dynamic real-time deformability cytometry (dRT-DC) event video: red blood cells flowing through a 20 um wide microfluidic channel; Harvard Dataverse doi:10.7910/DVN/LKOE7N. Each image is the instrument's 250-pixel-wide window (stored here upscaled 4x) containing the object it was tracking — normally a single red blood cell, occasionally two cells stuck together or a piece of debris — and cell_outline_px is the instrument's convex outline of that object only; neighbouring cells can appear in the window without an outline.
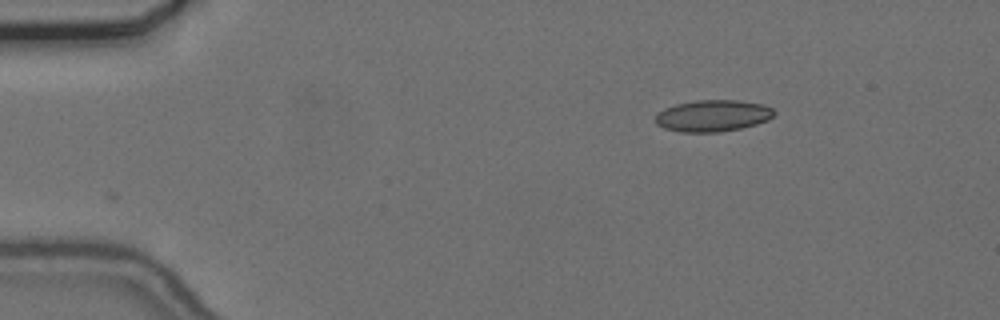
{"species": "common noctule bat (a hibernating species)", "species_latin": "Nyctalus noctula", "temperature_condition": "cold", "stored_images_in_passage": 38, "camera_frame_rate_fps": 3000, "um_per_image_px": 0.085, "animal": {"sex": "female", "body_mass_g": 24.6, "forearm_length_mm": 56.2}, "frame": {"image": 1, "passage_image": 1, "time_ms": 0.0, "image_size_px": [1000, 320], "cell_outline_px": [[776, 112], [768, 120], [756, 124], [740, 128], [720, 132], [680, 132], [664, 128], [656, 124], [652, 120], [656, 112], [664, 108], [676, 104], [696, 100], [740, 100], [764, 104], [772, 108]], "centroid_in_image_um": [60.54, 9.83], "position_along_channel_um": 24.5, "area_um2": 22.2}}
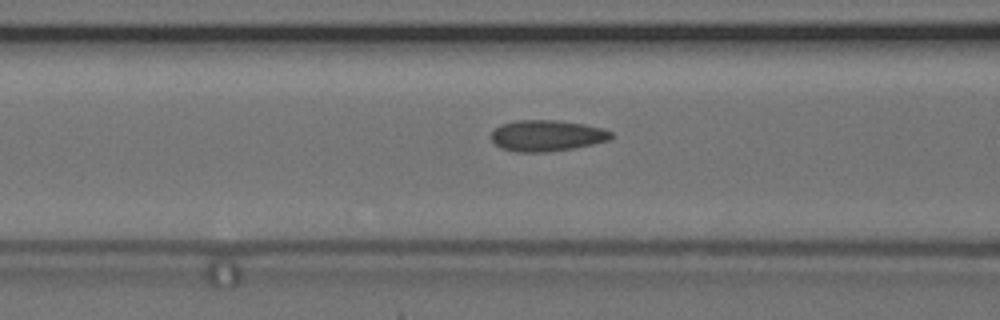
{"frame": {"image": 2, "passage_image": 15, "time_ms": 4.667, "image_size_px": [1000, 320], "cell_outline_px": [[612, 140], [572, 148], [548, 152], [516, 152], [500, 148], [492, 140], [492, 132], [500, 124], [516, 120], [556, 120], [584, 124], [604, 128], [612, 132]], "centroid_in_image_um": [46.49, 11.53], "position_along_channel_um": 120.1, "area_um2": 21.85}}
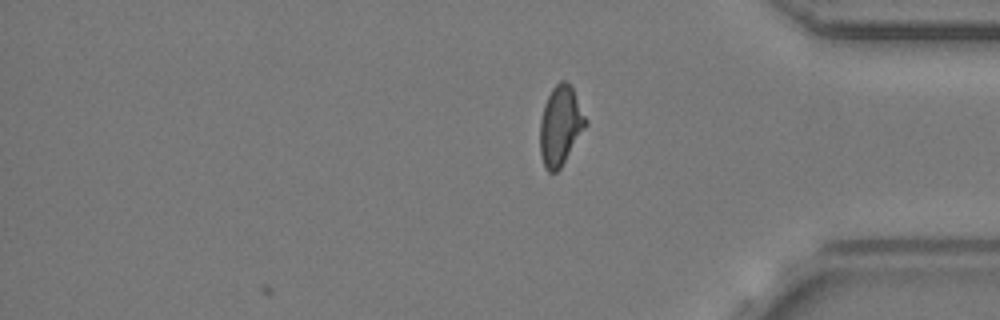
{"frame": {"image": 3, "passage_image": 38, "time_ms": 12.333, "image_size_px": [1000, 320], "cell_outline_px": [[588, 124], [560, 168], [556, 172], [548, 172], [544, 168], [540, 152], [540, 120], [544, 104], [552, 88], [560, 80], [564, 80], [572, 88], [588, 120]], "centroid_in_image_um": [47.63, 10.69], "position_along_channel_um": 387.6, "area_um2": 21.1}, "authors_computed_cell_mechanics": {"area_um2": 21.2704, "velocity_mm_per_s": 3.7041, "shape_relaxation_time_tau1_ms": null, "shape_relaxation_time_tau2_ms": 1.0517, "deformation_change_tau1": null, "deformation_change_tau2": 0.0657}}